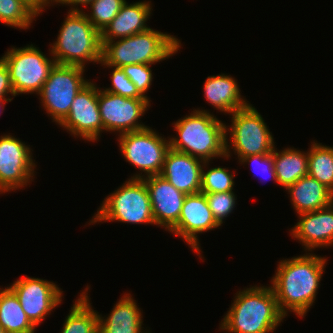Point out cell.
<instances>
[{"mask_svg":"<svg viewBox=\"0 0 333 333\" xmlns=\"http://www.w3.org/2000/svg\"><path fill=\"white\" fill-rule=\"evenodd\" d=\"M101 66L123 67L130 64H149L169 59L181 49V41L173 35L155 29L126 38L101 41Z\"/></svg>","mask_w":333,"mask_h":333,"instance_id":"277c9868","label":"cell"},{"mask_svg":"<svg viewBox=\"0 0 333 333\" xmlns=\"http://www.w3.org/2000/svg\"><path fill=\"white\" fill-rule=\"evenodd\" d=\"M219 226L209 208L205 194L198 192L186 195L179 220L169 230V233L183 239L202 260L199 235L197 234L214 230Z\"/></svg>","mask_w":333,"mask_h":333,"instance_id":"9a60e30c","label":"cell"},{"mask_svg":"<svg viewBox=\"0 0 333 333\" xmlns=\"http://www.w3.org/2000/svg\"><path fill=\"white\" fill-rule=\"evenodd\" d=\"M138 306L131 293H124L108 317L98 312V333H151L142 327L143 310Z\"/></svg>","mask_w":333,"mask_h":333,"instance_id":"ffe728a7","label":"cell"},{"mask_svg":"<svg viewBox=\"0 0 333 333\" xmlns=\"http://www.w3.org/2000/svg\"><path fill=\"white\" fill-rule=\"evenodd\" d=\"M85 69L56 63L37 95L43 109L56 125L68 115L74 98L89 82L84 76Z\"/></svg>","mask_w":333,"mask_h":333,"instance_id":"30bf717a","label":"cell"},{"mask_svg":"<svg viewBox=\"0 0 333 333\" xmlns=\"http://www.w3.org/2000/svg\"><path fill=\"white\" fill-rule=\"evenodd\" d=\"M0 333H7L2 327H0Z\"/></svg>","mask_w":333,"mask_h":333,"instance_id":"74e56055","label":"cell"},{"mask_svg":"<svg viewBox=\"0 0 333 333\" xmlns=\"http://www.w3.org/2000/svg\"><path fill=\"white\" fill-rule=\"evenodd\" d=\"M105 68H111V87L105 88L104 91L117 94L127 98L134 99H147L144 97L138 89L135 87V84L128 78V76L123 72L120 67L113 66H104Z\"/></svg>","mask_w":333,"mask_h":333,"instance_id":"4dcf8cb0","label":"cell"},{"mask_svg":"<svg viewBox=\"0 0 333 333\" xmlns=\"http://www.w3.org/2000/svg\"><path fill=\"white\" fill-rule=\"evenodd\" d=\"M151 66L149 64H130L121 67L138 91L149 100L150 98L145 93L151 88L154 78Z\"/></svg>","mask_w":333,"mask_h":333,"instance_id":"1f68e13d","label":"cell"},{"mask_svg":"<svg viewBox=\"0 0 333 333\" xmlns=\"http://www.w3.org/2000/svg\"><path fill=\"white\" fill-rule=\"evenodd\" d=\"M0 327L7 333H35L36 327L26 316L15 293L0 287Z\"/></svg>","mask_w":333,"mask_h":333,"instance_id":"d4e9b609","label":"cell"},{"mask_svg":"<svg viewBox=\"0 0 333 333\" xmlns=\"http://www.w3.org/2000/svg\"><path fill=\"white\" fill-rule=\"evenodd\" d=\"M86 286L65 317L60 333H98V312L93 309Z\"/></svg>","mask_w":333,"mask_h":333,"instance_id":"cb8c5ba5","label":"cell"},{"mask_svg":"<svg viewBox=\"0 0 333 333\" xmlns=\"http://www.w3.org/2000/svg\"><path fill=\"white\" fill-rule=\"evenodd\" d=\"M41 15L45 8L50 7V0H25Z\"/></svg>","mask_w":333,"mask_h":333,"instance_id":"d590c367","label":"cell"},{"mask_svg":"<svg viewBox=\"0 0 333 333\" xmlns=\"http://www.w3.org/2000/svg\"><path fill=\"white\" fill-rule=\"evenodd\" d=\"M29 146L10 133L0 136V194L22 189L35 178L37 166Z\"/></svg>","mask_w":333,"mask_h":333,"instance_id":"8fae6325","label":"cell"},{"mask_svg":"<svg viewBox=\"0 0 333 333\" xmlns=\"http://www.w3.org/2000/svg\"><path fill=\"white\" fill-rule=\"evenodd\" d=\"M49 55L57 64L86 67L102 61L101 33L83 11H68Z\"/></svg>","mask_w":333,"mask_h":333,"instance_id":"5b68a950","label":"cell"},{"mask_svg":"<svg viewBox=\"0 0 333 333\" xmlns=\"http://www.w3.org/2000/svg\"><path fill=\"white\" fill-rule=\"evenodd\" d=\"M297 217L299 221L289 231L291 237L304 246L305 252L333 247V203L323 209L298 214Z\"/></svg>","mask_w":333,"mask_h":333,"instance_id":"e0dca14e","label":"cell"},{"mask_svg":"<svg viewBox=\"0 0 333 333\" xmlns=\"http://www.w3.org/2000/svg\"><path fill=\"white\" fill-rule=\"evenodd\" d=\"M8 287L15 293L31 323L38 327L61 304L63 291L53 281L21 276Z\"/></svg>","mask_w":333,"mask_h":333,"instance_id":"4fadbf2b","label":"cell"},{"mask_svg":"<svg viewBox=\"0 0 333 333\" xmlns=\"http://www.w3.org/2000/svg\"><path fill=\"white\" fill-rule=\"evenodd\" d=\"M219 330L226 333H272L286 316L271 286H250L236 293Z\"/></svg>","mask_w":333,"mask_h":333,"instance_id":"7a4b0ae2","label":"cell"},{"mask_svg":"<svg viewBox=\"0 0 333 333\" xmlns=\"http://www.w3.org/2000/svg\"><path fill=\"white\" fill-rule=\"evenodd\" d=\"M122 157L141 172L131 178H144L160 175L165 156L170 149V141L160 136L156 130L147 127L140 131L118 135ZM144 172V173H143ZM143 173V175H142Z\"/></svg>","mask_w":333,"mask_h":333,"instance_id":"9c48e42d","label":"cell"},{"mask_svg":"<svg viewBox=\"0 0 333 333\" xmlns=\"http://www.w3.org/2000/svg\"><path fill=\"white\" fill-rule=\"evenodd\" d=\"M150 101L123 97L98 87V105L103 132H117L120 135L149 127L140 122V119L151 106Z\"/></svg>","mask_w":333,"mask_h":333,"instance_id":"7c38bea8","label":"cell"},{"mask_svg":"<svg viewBox=\"0 0 333 333\" xmlns=\"http://www.w3.org/2000/svg\"><path fill=\"white\" fill-rule=\"evenodd\" d=\"M94 0H50V6H53L54 4H62V6L67 5L71 6L68 11H83L82 9H79V5L82 7H88L89 4H91Z\"/></svg>","mask_w":333,"mask_h":333,"instance_id":"e575fe53","label":"cell"},{"mask_svg":"<svg viewBox=\"0 0 333 333\" xmlns=\"http://www.w3.org/2000/svg\"><path fill=\"white\" fill-rule=\"evenodd\" d=\"M297 214L323 209L333 203V192L310 175L286 188Z\"/></svg>","mask_w":333,"mask_h":333,"instance_id":"7402d4cb","label":"cell"},{"mask_svg":"<svg viewBox=\"0 0 333 333\" xmlns=\"http://www.w3.org/2000/svg\"><path fill=\"white\" fill-rule=\"evenodd\" d=\"M327 261V257L306 252L278 262L270 286L285 316L288 312L301 318L306 316L315 303Z\"/></svg>","mask_w":333,"mask_h":333,"instance_id":"6da1fadb","label":"cell"},{"mask_svg":"<svg viewBox=\"0 0 333 333\" xmlns=\"http://www.w3.org/2000/svg\"><path fill=\"white\" fill-rule=\"evenodd\" d=\"M225 132L226 157L224 159H229L232 151L239 160L249 155L269 154L275 148L270 129L252 104L231 114V125L225 126Z\"/></svg>","mask_w":333,"mask_h":333,"instance_id":"52a82bcc","label":"cell"},{"mask_svg":"<svg viewBox=\"0 0 333 333\" xmlns=\"http://www.w3.org/2000/svg\"><path fill=\"white\" fill-rule=\"evenodd\" d=\"M104 198L89 225L97 222H124L156 225L149 192L141 178H129Z\"/></svg>","mask_w":333,"mask_h":333,"instance_id":"8992f818","label":"cell"},{"mask_svg":"<svg viewBox=\"0 0 333 333\" xmlns=\"http://www.w3.org/2000/svg\"><path fill=\"white\" fill-rule=\"evenodd\" d=\"M203 88L206 101L219 112L231 115L250 104L241 95L237 80L231 75L208 76Z\"/></svg>","mask_w":333,"mask_h":333,"instance_id":"44dd1931","label":"cell"},{"mask_svg":"<svg viewBox=\"0 0 333 333\" xmlns=\"http://www.w3.org/2000/svg\"><path fill=\"white\" fill-rule=\"evenodd\" d=\"M308 149V175L333 192V147L314 140Z\"/></svg>","mask_w":333,"mask_h":333,"instance_id":"484cf974","label":"cell"},{"mask_svg":"<svg viewBox=\"0 0 333 333\" xmlns=\"http://www.w3.org/2000/svg\"><path fill=\"white\" fill-rule=\"evenodd\" d=\"M1 59L8 68L10 82L15 96L20 94H39L50 71L56 64L41 49L33 44L21 48H9Z\"/></svg>","mask_w":333,"mask_h":333,"instance_id":"ba28073f","label":"cell"},{"mask_svg":"<svg viewBox=\"0 0 333 333\" xmlns=\"http://www.w3.org/2000/svg\"><path fill=\"white\" fill-rule=\"evenodd\" d=\"M273 162L277 185L285 189L308 174V150L300 151L294 147L277 150L275 146Z\"/></svg>","mask_w":333,"mask_h":333,"instance_id":"603a6c76","label":"cell"},{"mask_svg":"<svg viewBox=\"0 0 333 333\" xmlns=\"http://www.w3.org/2000/svg\"><path fill=\"white\" fill-rule=\"evenodd\" d=\"M205 161L169 149L160 175L182 193L201 192L202 167Z\"/></svg>","mask_w":333,"mask_h":333,"instance_id":"ac0fdd59","label":"cell"},{"mask_svg":"<svg viewBox=\"0 0 333 333\" xmlns=\"http://www.w3.org/2000/svg\"><path fill=\"white\" fill-rule=\"evenodd\" d=\"M238 161L240 164H252V172H255V174H257L258 176L260 175L262 178L268 176L269 178H271V180H274V182L277 183L273 162V152L269 154L249 155L240 158Z\"/></svg>","mask_w":333,"mask_h":333,"instance_id":"d6a6232c","label":"cell"},{"mask_svg":"<svg viewBox=\"0 0 333 333\" xmlns=\"http://www.w3.org/2000/svg\"><path fill=\"white\" fill-rule=\"evenodd\" d=\"M15 97V93L12 89L10 82L9 71L3 60L0 58V99H13L8 95Z\"/></svg>","mask_w":333,"mask_h":333,"instance_id":"836d02e7","label":"cell"},{"mask_svg":"<svg viewBox=\"0 0 333 333\" xmlns=\"http://www.w3.org/2000/svg\"><path fill=\"white\" fill-rule=\"evenodd\" d=\"M234 177L232 171L222 166L209 169V161H205L202 167L201 192H234Z\"/></svg>","mask_w":333,"mask_h":333,"instance_id":"83f0119b","label":"cell"},{"mask_svg":"<svg viewBox=\"0 0 333 333\" xmlns=\"http://www.w3.org/2000/svg\"><path fill=\"white\" fill-rule=\"evenodd\" d=\"M151 1H139L121 6L114 19L101 32V41H113L145 32L150 27L147 21L152 12Z\"/></svg>","mask_w":333,"mask_h":333,"instance_id":"d6986e66","label":"cell"},{"mask_svg":"<svg viewBox=\"0 0 333 333\" xmlns=\"http://www.w3.org/2000/svg\"><path fill=\"white\" fill-rule=\"evenodd\" d=\"M172 123L177 136L169 137L170 148L203 161L226 157V123L202 108L193 109ZM212 159V160H211Z\"/></svg>","mask_w":333,"mask_h":333,"instance_id":"3957f363","label":"cell"},{"mask_svg":"<svg viewBox=\"0 0 333 333\" xmlns=\"http://www.w3.org/2000/svg\"><path fill=\"white\" fill-rule=\"evenodd\" d=\"M12 99H0V114L2 113L3 110H5L6 103L11 102Z\"/></svg>","mask_w":333,"mask_h":333,"instance_id":"8d00e7d4","label":"cell"},{"mask_svg":"<svg viewBox=\"0 0 333 333\" xmlns=\"http://www.w3.org/2000/svg\"><path fill=\"white\" fill-rule=\"evenodd\" d=\"M126 0H94L89 9L90 13H85L86 18L101 33L104 28L114 19Z\"/></svg>","mask_w":333,"mask_h":333,"instance_id":"f1b7e54d","label":"cell"},{"mask_svg":"<svg viewBox=\"0 0 333 333\" xmlns=\"http://www.w3.org/2000/svg\"><path fill=\"white\" fill-rule=\"evenodd\" d=\"M71 136L97 142L103 133L98 105V86L89 81L74 98L68 115L58 124Z\"/></svg>","mask_w":333,"mask_h":333,"instance_id":"5bb4252c","label":"cell"},{"mask_svg":"<svg viewBox=\"0 0 333 333\" xmlns=\"http://www.w3.org/2000/svg\"><path fill=\"white\" fill-rule=\"evenodd\" d=\"M216 222L222 226L224 219L230 216L237 204L234 192L204 193Z\"/></svg>","mask_w":333,"mask_h":333,"instance_id":"f546056e","label":"cell"},{"mask_svg":"<svg viewBox=\"0 0 333 333\" xmlns=\"http://www.w3.org/2000/svg\"><path fill=\"white\" fill-rule=\"evenodd\" d=\"M147 186L156 226L169 231L179 220L186 194L161 175L142 178Z\"/></svg>","mask_w":333,"mask_h":333,"instance_id":"2e32d148","label":"cell"},{"mask_svg":"<svg viewBox=\"0 0 333 333\" xmlns=\"http://www.w3.org/2000/svg\"><path fill=\"white\" fill-rule=\"evenodd\" d=\"M38 16L39 13L25 0H0V22L6 26L30 29Z\"/></svg>","mask_w":333,"mask_h":333,"instance_id":"4316f807","label":"cell"}]
</instances>
